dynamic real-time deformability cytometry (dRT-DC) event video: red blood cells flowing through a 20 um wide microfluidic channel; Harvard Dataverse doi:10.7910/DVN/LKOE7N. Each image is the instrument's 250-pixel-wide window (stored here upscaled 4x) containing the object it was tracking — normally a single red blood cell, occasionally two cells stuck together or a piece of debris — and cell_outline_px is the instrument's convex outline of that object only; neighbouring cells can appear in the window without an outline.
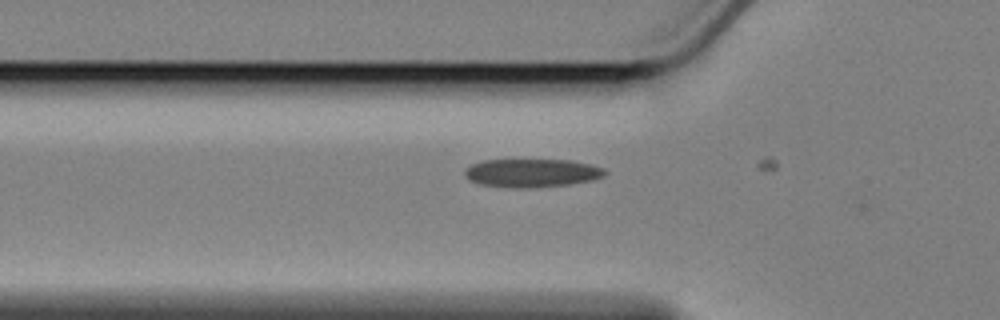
{"species": "Egyptian fruit bat (a non-hibernating species)", "species_latin": "Rousettus aegyptiacus", "temperature_condition": "cold", "stored_images_in_passage": 6, "camera_frame_rate_fps": 3000, "um_per_image_px": 0.085, "animal": {"sex": "female"}, "frame": {"image": 1, "passage_image": 5, "time_ms": 1.333, "image_size_px": [1000, 320], "cell_outline_px": [[608, 172], [604, 176], [592, 180], [572, 184], [536, 188], [512, 188], [476, 184], [468, 180], [464, 176], [464, 168], [472, 164], [484, 160], [572, 160], [592, 164], [604, 168]], "centroid_in_image_um": [45.2, 14.71], "position_along_channel_um": 80.6, "area_um2": 23.7}}